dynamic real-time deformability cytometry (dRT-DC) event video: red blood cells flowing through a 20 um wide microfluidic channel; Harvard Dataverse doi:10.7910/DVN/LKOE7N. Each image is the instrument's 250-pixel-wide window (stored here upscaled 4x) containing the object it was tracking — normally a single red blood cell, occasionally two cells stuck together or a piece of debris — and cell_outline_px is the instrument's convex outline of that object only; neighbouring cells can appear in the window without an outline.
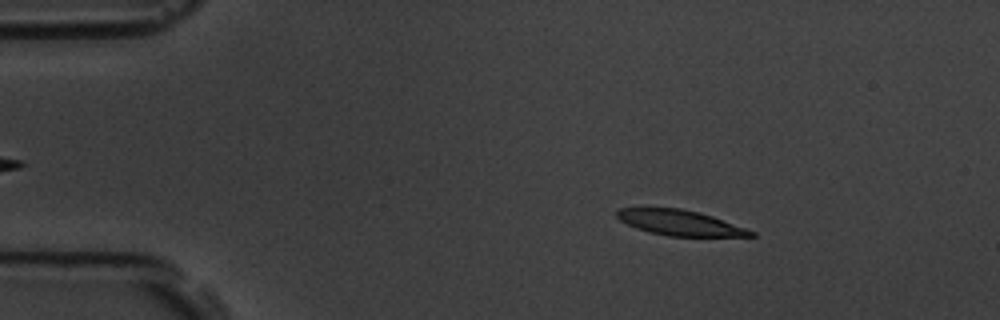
{"species": "common noctule bat (a hibernating species)", "species_latin": "Nyctalus noctula", "temperature_condition": "room temperature", "stored_images_in_passage": 56, "camera_frame_rate_fps": 3000, "um_per_image_px": 0.085, "animal": {"sex": "male", "body_mass_g": 19.5, "forearm_length_mm": 54.6}, "frame": {"image": 1, "passage_image": 9, "time_ms": 2.667, "image_size_px": [1000, 320], "cell_outline_px": [[756, 236], [668, 236], [648, 232], [636, 228], [620, 220], [616, 216], [616, 212], [620, 208], [680, 208], [712, 216], [756, 232]], "centroid_in_image_um": [57.77, 18.94], "position_along_channel_um": 27.2, "area_um2": 19.54}}
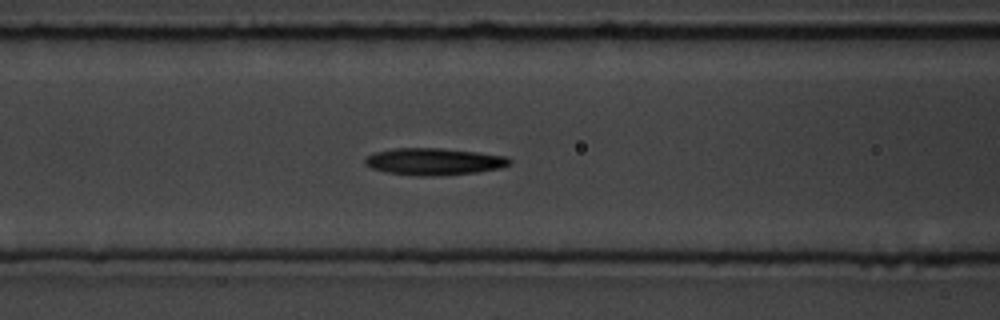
{"frame": {"image": 2, "passage_image": 23, "time_ms": 7.333, "image_size_px": [1000, 320], "cell_outline_px": [[512, 164], [500, 168], [476, 172], [440, 176], [420, 176], [384, 172], [372, 168], [364, 164], [364, 160], [368, 156], [376, 152], [392, 148], [440, 148], [476, 152], [508, 156], [512, 160]], "centroid_in_image_um": [36.91, 13.73], "position_along_channel_um": 129.7, "area_um2": 22.83}}
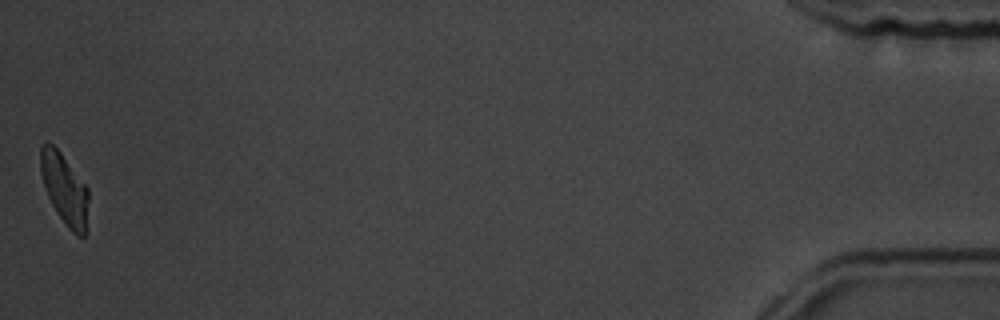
{"frame": {"image": 3, "passage_image": 56, "time_ms": 18.333, "image_size_px": [1000, 320], "cell_outline_px": [[88, 232], [84, 236], [76, 236], [68, 228], [52, 204], [48, 196], [40, 172], [40, 148], [44, 144], [52, 144], [60, 152], [88, 188]], "centroid_in_image_um": [5.52, 16.13], "position_along_channel_um": 429.7, "area_um2": 19.71}, "authors_computed_cell_mechanics": {"area_um2": 21.5016, "velocity_mm_per_s": 3.6111, "shape_relaxation_time_tau1_ms": 3.7161, "shape_relaxation_time_tau2_ms": 4.6295, "deformation_change_tau1": 0.1571, "deformation_change_tau2": 0.1274}}